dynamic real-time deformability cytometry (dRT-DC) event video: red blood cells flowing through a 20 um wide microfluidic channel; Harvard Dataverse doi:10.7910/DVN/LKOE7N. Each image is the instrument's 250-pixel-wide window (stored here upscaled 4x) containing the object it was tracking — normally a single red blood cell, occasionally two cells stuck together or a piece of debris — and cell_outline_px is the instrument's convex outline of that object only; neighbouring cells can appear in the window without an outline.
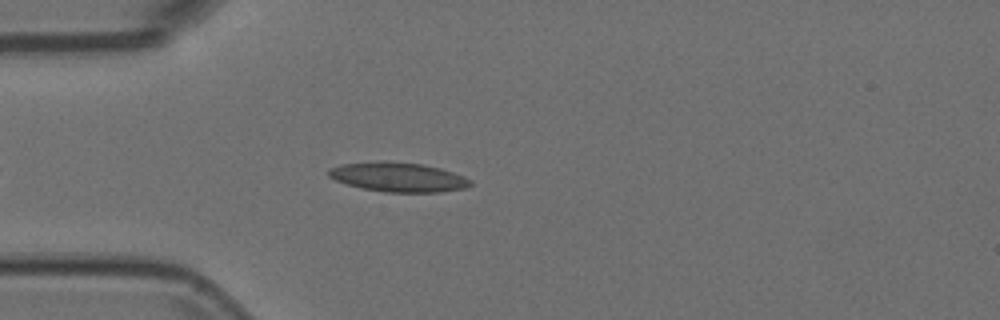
{"species": "Egyptian fruit bat (a non-hibernating species)", "species_latin": "Rousettus aegyptiacus", "temperature_condition": "room temperature", "stored_images_in_passage": 31, "camera_frame_rate_fps": 3000, "um_per_image_px": 0.085, "animal": {"sex": "female"}, "frame": {"image": 1, "passage_image": 8, "time_ms": 2.333, "image_size_px": [1000, 320], "cell_outline_px": [[472, 184], [468, 188], [440, 192], [384, 192], [360, 188], [336, 180], [328, 176], [328, 168], [340, 164], [380, 160], [384, 160], [424, 164], [440, 168], [464, 176], [472, 180]], "centroid_in_image_um": [33.85, 15.04], "position_along_channel_um": 51.2, "area_um2": 24.68}}
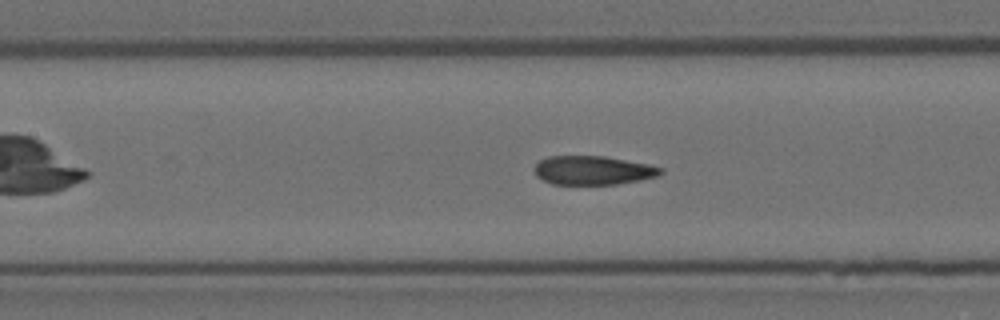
{"frame": {"image": 2, "passage_image": 17, "time_ms": 5.333, "image_size_px": [1000, 320], "cell_outline_px": [[664, 172], [660, 176], [640, 180], [616, 184], [552, 184], [536, 176], [532, 168], [540, 160], [548, 156], [604, 156], [648, 164], [664, 168]], "centroid_in_image_um": [50.41, 14.48], "position_along_channel_um": 157.0, "area_um2": 21.39}}
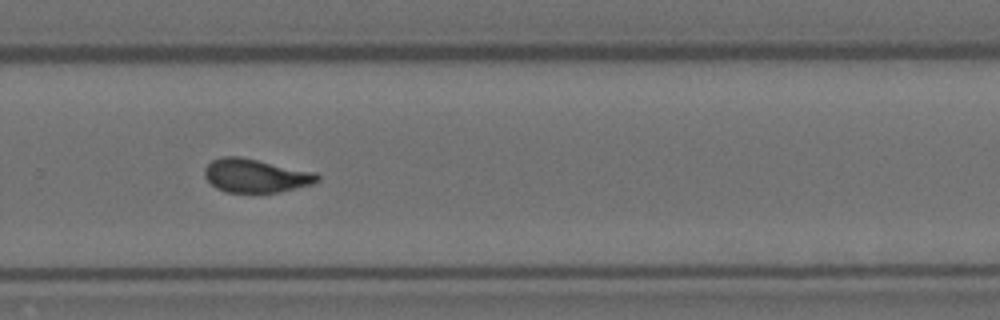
{"frame": {"image": 3, "passage_image": 29, "time_ms": 9.333, "image_size_px": [1000, 320], "cell_outline_px": [[320, 180], [312, 184], [280, 192], [224, 192], [216, 188], [204, 176], [204, 168], [212, 160], [224, 156], [240, 156], [316, 172], [320, 176]], "centroid_in_image_um": [21.74, 14.93], "position_along_channel_um": 308.1, "area_um2": 22.14}}